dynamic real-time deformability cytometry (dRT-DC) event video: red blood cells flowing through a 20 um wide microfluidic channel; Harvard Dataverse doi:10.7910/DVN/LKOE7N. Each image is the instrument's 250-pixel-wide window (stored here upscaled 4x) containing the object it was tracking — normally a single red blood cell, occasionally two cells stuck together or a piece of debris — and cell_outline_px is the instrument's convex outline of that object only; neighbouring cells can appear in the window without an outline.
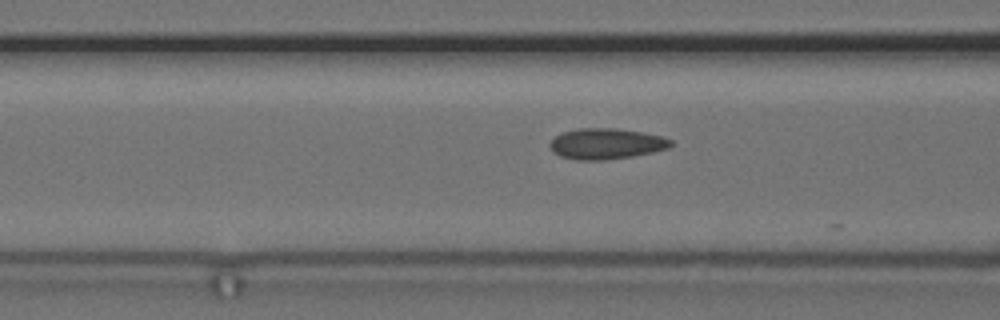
{"species": "common noctule bat (a hibernating species)", "species_latin": "Nyctalus noctula", "temperature_condition": "cold", "stored_images_in_passage": 20, "camera_frame_rate_fps": 3000, "um_per_image_px": 0.085, "animal": {"sex": "female", "body_mass_g": 24.6, "forearm_length_mm": 56.2}, "frame": {"image": 1, "passage_image": 18, "time_ms": 5.667, "image_size_px": [1000, 320], "cell_outline_px": [[672, 144], [668, 148], [652, 152], [632, 156], [604, 160], [576, 160], [560, 156], [552, 152], [548, 144], [556, 136], [564, 132], [576, 128], [616, 128], [640, 132], [660, 136], [672, 140]], "centroid_in_image_um": [51.48, 12.22], "position_along_channel_um": 115.1, "area_um2": 21.62}}